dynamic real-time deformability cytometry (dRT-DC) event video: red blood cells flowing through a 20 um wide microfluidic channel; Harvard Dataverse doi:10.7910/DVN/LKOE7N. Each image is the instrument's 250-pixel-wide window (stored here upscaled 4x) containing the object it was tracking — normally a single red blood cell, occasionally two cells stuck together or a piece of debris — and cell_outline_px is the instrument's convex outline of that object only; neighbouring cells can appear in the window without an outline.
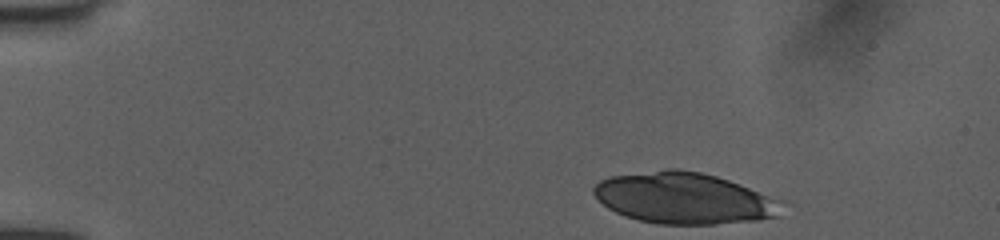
{"species": "human", "species_latin": "Homo sapiens", "temperature_condition": "room temperature", "stored_images_in_passage": 44, "camera_frame_rate_fps": 3000, "um_per_image_px": 0.085, "donor": {"sex": "female"}, "frame": {"image": 1, "passage_image": 1, "time_ms": 0.0, "image_size_px": [1000, 240], "cell_outline_px": [[792, 204], [780, 216], [756, 220], [716, 224], [656, 224], [624, 216], [608, 208], [592, 192], [592, 188], [600, 180], [608, 176], [668, 168], [676, 168], [700, 172], [716, 176], [788, 200]], "centroid_in_image_um": [58.28, 16.84], "position_along_channel_um": 26.7, "area_um2": 57.34}}